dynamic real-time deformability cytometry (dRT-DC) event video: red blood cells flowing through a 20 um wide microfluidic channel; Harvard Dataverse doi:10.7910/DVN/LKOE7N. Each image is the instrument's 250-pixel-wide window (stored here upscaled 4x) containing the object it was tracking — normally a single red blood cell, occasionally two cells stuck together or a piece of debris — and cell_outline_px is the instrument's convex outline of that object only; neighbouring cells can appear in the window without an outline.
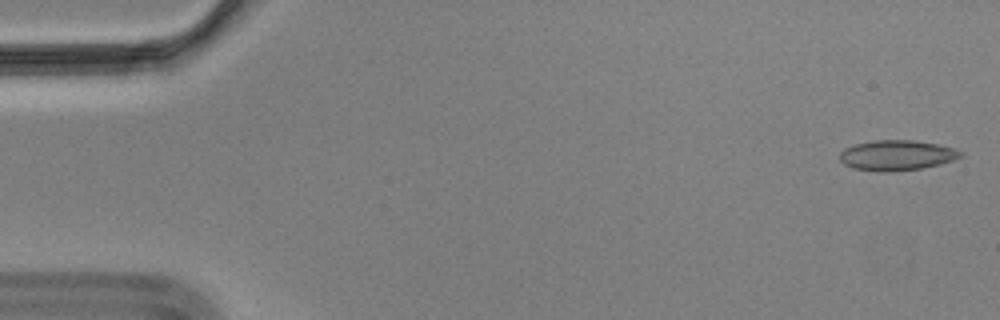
{"species": "Egyptian fruit bat (a non-hibernating species)", "species_latin": "Rousettus aegyptiacus", "temperature_condition": "cold", "stored_images_in_passage": 56, "segment_of_instrument_passage": [1, 2], "camera_frame_rate_fps": 3000, "um_per_image_px": 0.085, "animal": {"sex": "male"}, "frame": {"image": 1, "passage_image": 1, "time_ms": 0.0, "image_size_px": [1000, 320], "cell_outline_px": [[964, 156], [940, 164], [920, 168], [892, 172], [880, 172], [852, 168], [844, 164], [840, 160], [840, 152], [844, 148], [856, 144], [876, 140], [912, 140], [940, 144], [956, 148], [964, 152]], "centroid_in_image_um": [76.26, 13.2], "position_along_channel_um": 8.7, "area_um2": 21.5}}
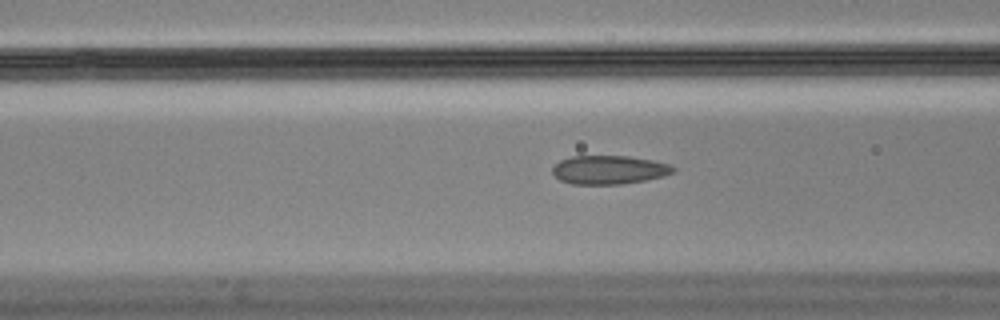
{"frame": {"image": 2, "passage_image": 21, "time_ms": 6.667, "image_size_px": [1000, 320], "cell_outline_px": [[676, 172], [664, 176], [644, 180], [620, 184], [572, 184], [560, 180], [552, 172], [552, 168], [560, 160], [572, 156], [628, 156], [652, 160], [668, 164], [676, 168]], "centroid_in_image_um": [51.78, 14.43], "position_along_channel_um": 114.8, "area_um2": 20.11}}
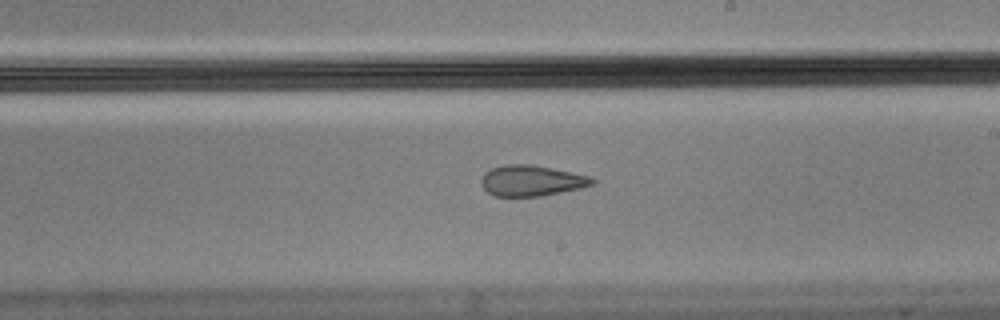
{"frame": {"image": 3, "passage_image": 32, "time_ms": 10.333, "image_size_px": [1000, 320], "cell_outline_px": [[596, 184], [584, 188], [540, 196], [496, 196], [488, 192], [484, 188], [480, 180], [484, 172], [492, 168], [504, 164], [532, 164], [592, 176], [596, 180]], "centroid_in_image_um": [45.23, 15.35], "position_along_channel_um": 243.8, "area_um2": 20.17}}